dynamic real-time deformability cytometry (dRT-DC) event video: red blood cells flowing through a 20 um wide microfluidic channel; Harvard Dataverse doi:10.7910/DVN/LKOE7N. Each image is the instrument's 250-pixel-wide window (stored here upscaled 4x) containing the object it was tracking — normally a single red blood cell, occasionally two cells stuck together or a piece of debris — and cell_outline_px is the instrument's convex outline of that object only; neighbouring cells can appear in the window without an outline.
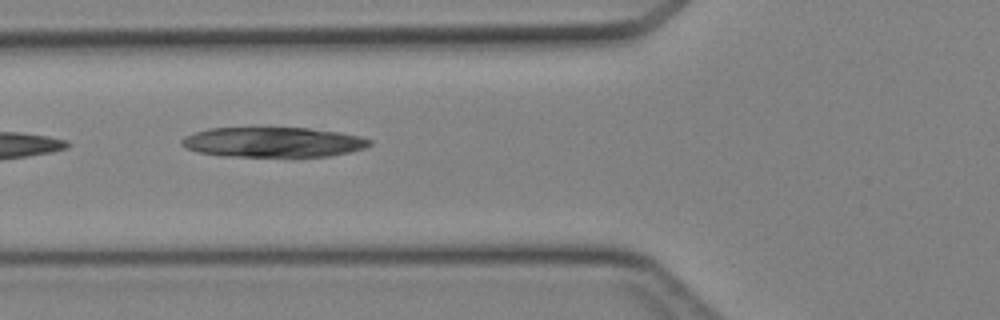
{"species": "Egyptian fruit bat (a non-hibernating species)", "species_latin": "Rousettus aegyptiacus", "temperature_condition": "cold", "stored_images_in_passage": 16, "camera_frame_rate_fps": 3000, "um_per_image_px": 0.085, "animal": {"sex": "female"}, "frame": {"image": 1, "passage_image": 3, "time_ms": 0.667, "image_size_px": [1000, 320], "cell_outline_px": [[372, 144], [364, 148], [348, 152], [328, 156], [224, 156], [196, 152], [184, 148], [180, 144], [180, 140], [184, 136], [208, 128], [308, 128], [340, 132], [360, 136], [372, 140]], "centroid_in_image_um": [23.18, 12.08], "position_along_channel_um": 102.6, "area_um2": 32.89}}